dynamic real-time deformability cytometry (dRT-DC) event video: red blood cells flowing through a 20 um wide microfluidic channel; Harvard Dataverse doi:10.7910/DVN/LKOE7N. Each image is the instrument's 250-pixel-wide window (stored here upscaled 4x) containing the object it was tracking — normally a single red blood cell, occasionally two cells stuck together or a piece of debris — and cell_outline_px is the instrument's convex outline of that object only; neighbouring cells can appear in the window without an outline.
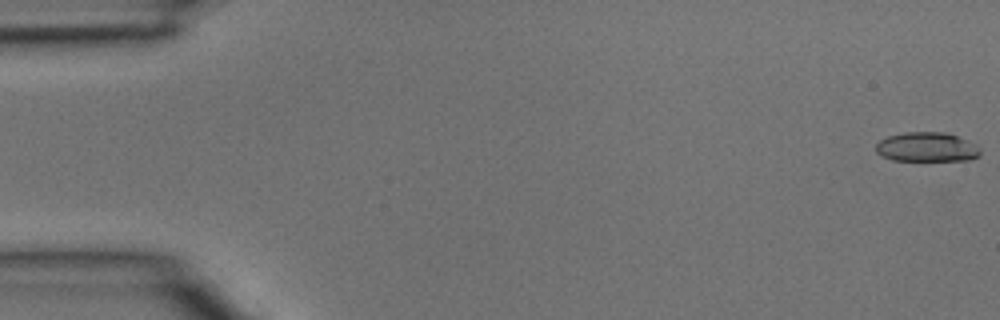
{"species": "common noctule bat (a hibernating species)", "species_latin": "Nyctalus noctula", "temperature_condition": "room temperature", "stored_images_in_passage": 4, "camera_frame_rate_fps": 3000, "um_per_image_px": 0.085, "animal": {"sex": "male", "body_mass_g": 15.6}, "frame": {"image": 1, "passage_image": 1, "time_ms": 0.0, "image_size_px": [1000, 320], "cell_outline_px": [[980, 156], [972, 160], [892, 160], [876, 152], [876, 144], [880, 140], [888, 136], [904, 132], [944, 132], [968, 140], [976, 144], [980, 148]], "centroid_in_image_um": [78.81, 12.5], "position_along_channel_um": 6.2, "area_um2": 17.92}}